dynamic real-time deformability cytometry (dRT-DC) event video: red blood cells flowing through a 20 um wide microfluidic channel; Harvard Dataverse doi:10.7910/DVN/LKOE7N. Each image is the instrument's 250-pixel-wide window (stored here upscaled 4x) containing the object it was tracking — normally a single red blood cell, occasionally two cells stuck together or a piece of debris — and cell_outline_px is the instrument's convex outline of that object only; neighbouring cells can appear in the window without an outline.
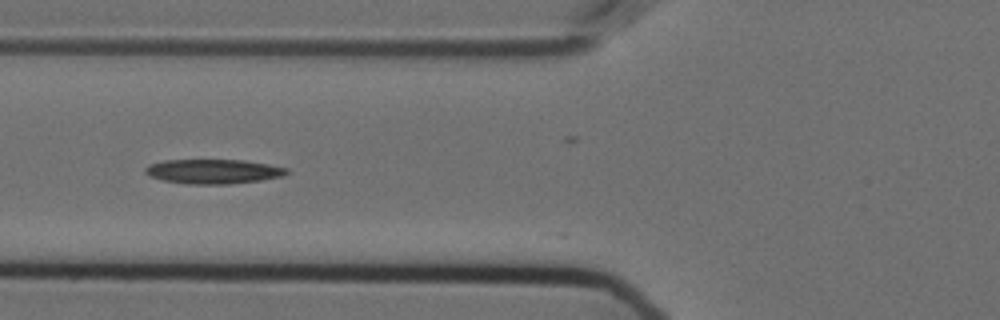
{"species": "Egyptian fruit bat (a non-hibernating species)", "species_latin": "Rousettus aegyptiacus", "temperature_condition": "cold", "stored_images_in_passage": 38, "camera_frame_rate_fps": 3000, "um_per_image_px": 0.085, "animal": {"sex": "female"}, "frame": {"image": 1, "passage_image": 3, "time_ms": 0.667, "image_size_px": [1000, 320], "cell_outline_px": [[288, 172], [280, 176], [260, 180], [228, 184], [188, 184], [164, 180], [148, 176], [144, 172], [144, 168], [148, 164], [164, 160], [244, 160], [268, 164], [288, 168]], "centroid_in_image_um": [18.07, 14.56], "position_along_channel_um": 107.7, "area_um2": 20.11}}
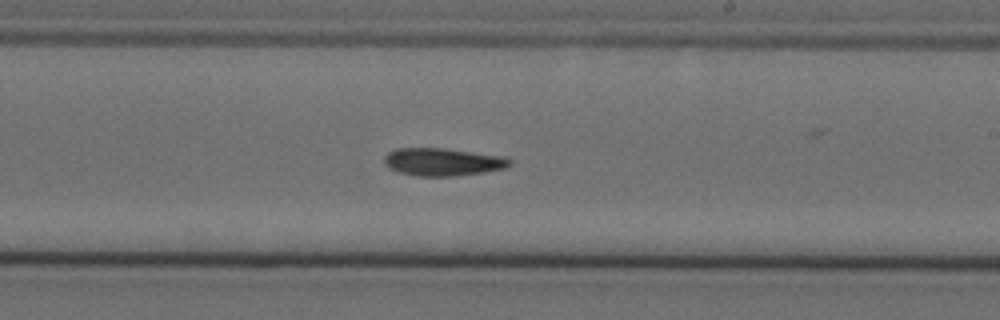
{"frame": {"image": 2, "passage_image": 15, "time_ms": 4.667, "image_size_px": [1000, 320], "cell_outline_px": [[512, 164], [504, 168], [484, 172], [452, 176], [416, 176], [400, 172], [388, 168], [384, 164], [384, 156], [388, 152], [396, 148], [444, 148], [508, 156], [512, 160]], "centroid_in_image_um": [37.65, 13.75], "position_along_channel_um": 251.3, "area_um2": 20.52}}
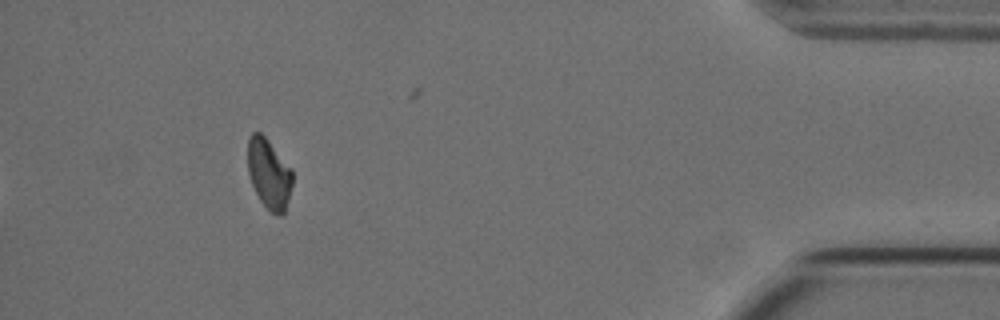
{"frame": {"image": 3, "passage_image": 33, "time_ms": 10.667, "image_size_px": [1000, 320], "cell_outline_px": [[292, 184], [284, 216], [280, 216], [268, 212], [260, 200], [252, 184], [248, 172], [248, 140], [252, 132], [260, 132], [264, 136], [292, 168]], "centroid_in_image_um": [22.87, 14.81], "position_along_channel_um": 412.3, "area_um2": 18.32}, "authors_computed_cell_mechanics": {"area_um2": 19.4208, "velocity_mm_per_s": 3.5829, "shape_relaxation_time_tau1_ms": 8.7089, "shape_relaxation_time_tau2_ms": null, "deformation_change_tau1": 0.1578, "deformation_change_tau2": null}}